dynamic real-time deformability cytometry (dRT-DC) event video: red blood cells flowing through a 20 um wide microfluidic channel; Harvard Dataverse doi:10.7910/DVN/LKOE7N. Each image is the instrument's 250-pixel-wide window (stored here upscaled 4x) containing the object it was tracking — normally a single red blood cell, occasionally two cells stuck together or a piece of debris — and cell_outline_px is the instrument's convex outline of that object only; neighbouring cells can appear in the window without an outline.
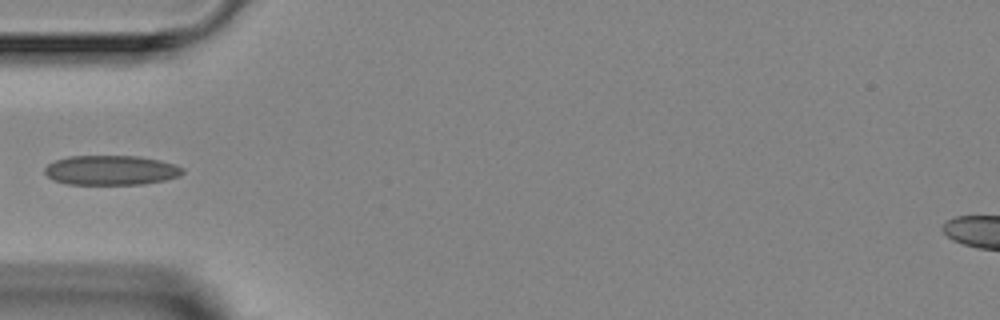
{"species": "Egyptian fruit bat (a non-hibernating species)", "species_latin": "Rousettus aegyptiacus", "temperature_condition": "room temperature", "stored_images_in_passage": 6, "camera_frame_rate_fps": 3000, "um_per_image_px": 0.085, "animal": {"sex": "female"}, "frame": {"image": 1, "passage_image": 5, "time_ms": 4.667, "image_size_px": [1000, 320], "cell_outline_px": [[184, 172], [180, 176], [164, 180], [144, 184], [68, 184], [52, 180], [44, 172], [44, 168], [48, 164], [56, 160], [72, 156], [136, 156], [160, 160], [176, 164], [184, 168]], "centroid_in_image_um": [9.46, 14.47], "position_along_channel_um": 75.5, "area_um2": 23.87}}
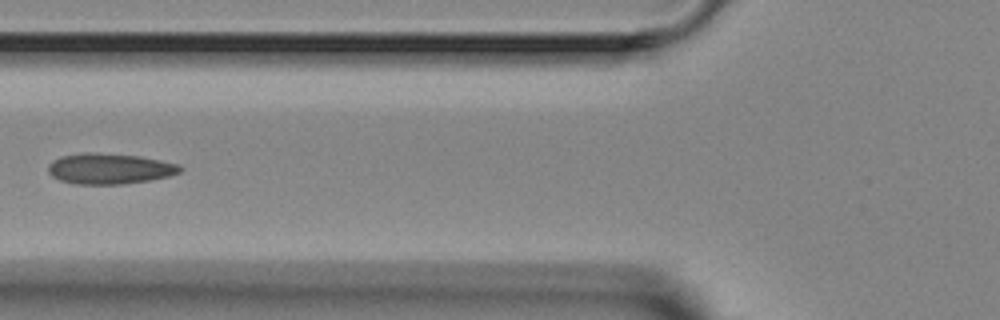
{"frame": {"image": 2, "passage_image": 6, "time_ms": 5.667, "image_size_px": [1000, 320], "cell_outline_px": [[184, 168], [180, 172], [168, 176], [152, 180], [120, 184], [76, 184], [60, 180], [52, 176], [48, 172], [48, 164], [52, 160], [60, 156], [84, 152], [88, 152], [140, 156], [180, 164]], "centroid_in_image_um": [9.31, 14.33], "position_along_channel_um": 116.5, "area_um2": 23.7}}